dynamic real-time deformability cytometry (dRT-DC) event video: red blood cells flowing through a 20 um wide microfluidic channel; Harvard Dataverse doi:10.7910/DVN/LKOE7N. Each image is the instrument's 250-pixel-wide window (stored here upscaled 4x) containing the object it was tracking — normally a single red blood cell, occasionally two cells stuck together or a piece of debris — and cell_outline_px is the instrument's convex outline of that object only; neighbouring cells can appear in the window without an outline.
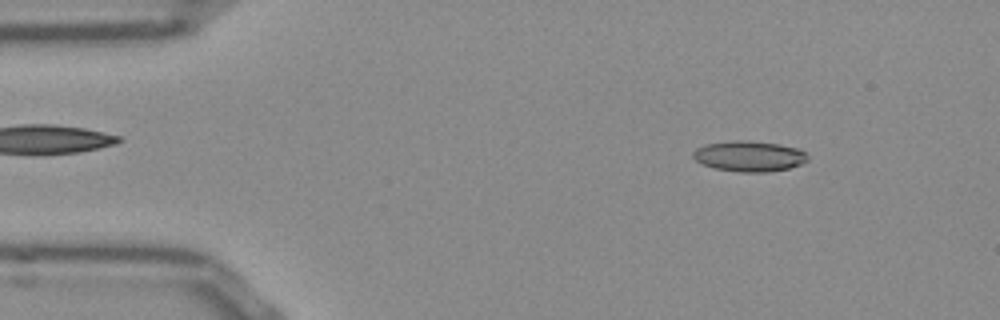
{"species": "Egyptian fruit bat (a non-hibernating species)", "species_latin": "Rousettus aegyptiacus", "temperature_condition": "room temperature", "stored_images_in_passage": 51, "camera_frame_rate_fps": 3000, "um_per_image_px": 0.085, "frame": {"image": 1, "passage_image": 6, "time_ms": 1.667, "image_size_px": [1000, 320], "cell_outline_px": [[808, 160], [800, 164], [788, 168], [768, 172], [740, 172], [716, 168], [700, 164], [692, 156], [692, 152], [696, 148], [708, 144], [740, 140], [744, 140], [776, 144], [796, 148], [804, 152], [808, 156]], "centroid_in_image_um": [63.66, 13.29], "position_along_channel_um": 21.3, "area_um2": 20.11}}
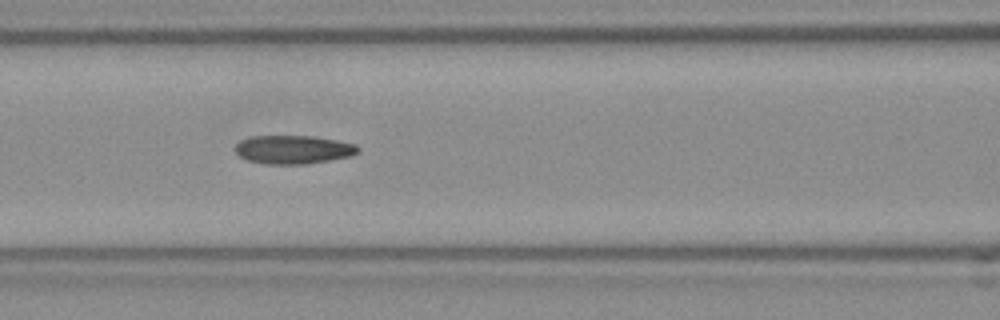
{"frame": {"image": 2, "passage_image": 21, "time_ms": 6.667, "image_size_px": [1000, 320], "cell_outline_px": [[360, 152], [352, 156], [332, 160], [304, 164], [268, 164], [248, 160], [240, 156], [236, 152], [236, 144], [240, 140], [252, 136], [312, 136], [336, 140], [356, 144], [360, 148]], "centroid_in_image_um": [24.98, 12.71], "position_along_channel_um": 141.6, "area_um2": 20.46}}
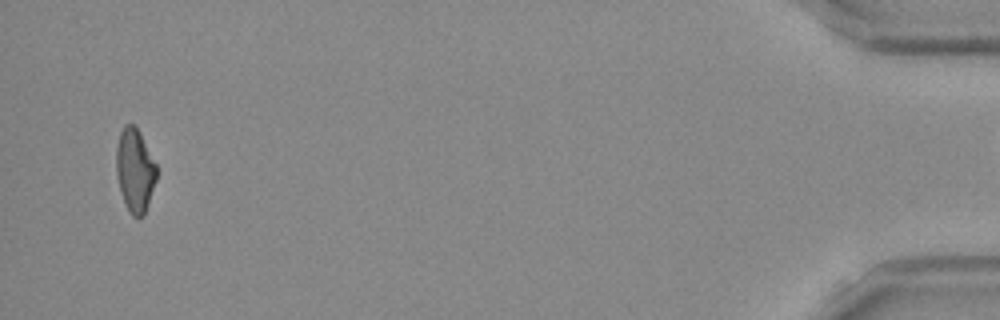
{"frame": {"image": 3, "passage_image": 50, "time_ms": 16.333, "image_size_px": [1000, 320], "cell_outline_px": [[156, 180], [144, 216], [132, 216], [128, 212], [120, 192], [116, 176], [116, 148], [120, 132], [124, 124], [132, 124], [140, 132], [156, 164]], "centroid_in_image_um": [11.45, 14.48], "position_along_channel_um": 423.8, "area_um2": 19.65}}